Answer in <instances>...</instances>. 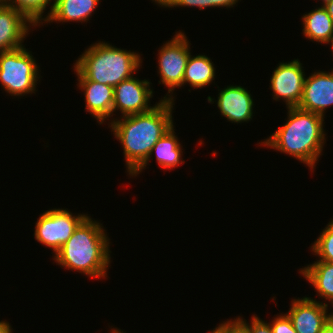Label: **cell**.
Segmentation results:
<instances>
[{
  "instance_id": "10",
  "label": "cell",
  "mask_w": 333,
  "mask_h": 333,
  "mask_svg": "<svg viewBox=\"0 0 333 333\" xmlns=\"http://www.w3.org/2000/svg\"><path fill=\"white\" fill-rule=\"evenodd\" d=\"M290 305L286 314L297 333H321L323 326L333 315V312L328 314V303L307 296L294 298Z\"/></svg>"
},
{
  "instance_id": "16",
  "label": "cell",
  "mask_w": 333,
  "mask_h": 333,
  "mask_svg": "<svg viewBox=\"0 0 333 333\" xmlns=\"http://www.w3.org/2000/svg\"><path fill=\"white\" fill-rule=\"evenodd\" d=\"M99 2L100 0H55L52 12L45 23L87 22Z\"/></svg>"
},
{
  "instance_id": "25",
  "label": "cell",
  "mask_w": 333,
  "mask_h": 333,
  "mask_svg": "<svg viewBox=\"0 0 333 333\" xmlns=\"http://www.w3.org/2000/svg\"><path fill=\"white\" fill-rule=\"evenodd\" d=\"M220 333H246L245 330L235 321L229 320L220 323Z\"/></svg>"
},
{
  "instance_id": "30",
  "label": "cell",
  "mask_w": 333,
  "mask_h": 333,
  "mask_svg": "<svg viewBox=\"0 0 333 333\" xmlns=\"http://www.w3.org/2000/svg\"><path fill=\"white\" fill-rule=\"evenodd\" d=\"M112 331H110V333H125V332H123V330L121 331V329L119 330L118 328H112L111 329Z\"/></svg>"
},
{
  "instance_id": "29",
  "label": "cell",
  "mask_w": 333,
  "mask_h": 333,
  "mask_svg": "<svg viewBox=\"0 0 333 333\" xmlns=\"http://www.w3.org/2000/svg\"><path fill=\"white\" fill-rule=\"evenodd\" d=\"M324 8L327 10L328 14L333 20V0L327 3Z\"/></svg>"
},
{
  "instance_id": "3",
  "label": "cell",
  "mask_w": 333,
  "mask_h": 333,
  "mask_svg": "<svg viewBox=\"0 0 333 333\" xmlns=\"http://www.w3.org/2000/svg\"><path fill=\"white\" fill-rule=\"evenodd\" d=\"M287 111L286 123L260 145L289 154L313 172L326 142L325 117L298 107H289Z\"/></svg>"
},
{
  "instance_id": "8",
  "label": "cell",
  "mask_w": 333,
  "mask_h": 333,
  "mask_svg": "<svg viewBox=\"0 0 333 333\" xmlns=\"http://www.w3.org/2000/svg\"><path fill=\"white\" fill-rule=\"evenodd\" d=\"M303 64L299 59L289 62H280L272 72L270 85L272 96L275 101L282 99L286 108L298 107L303 95L305 73ZM280 98V99H279Z\"/></svg>"
},
{
  "instance_id": "27",
  "label": "cell",
  "mask_w": 333,
  "mask_h": 333,
  "mask_svg": "<svg viewBox=\"0 0 333 333\" xmlns=\"http://www.w3.org/2000/svg\"><path fill=\"white\" fill-rule=\"evenodd\" d=\"M321 333H333V315L325 323V325L323 326V329H322Z\"/></svg>"
},
{
  "instance_id": "12",
  "label": "cell",
  "mask_w": 333,
  "mask_h": 333,
  "mask_svg": "<svg viewBox=\"0 0 333 333\" xmlns=\"http://www.w3.org/2000/svg\"><path fill=\"white\" fill-rule=\"evenodd\" d=\"M219 91L216 104L222 116L237 124L252 120L254 102L246 88L229 85Z\"/></svg>"
},
{
  "instance_id": "23",
  "label": "cell",
  "mask_w": 333,
  "mask_h": 333,
  "mask_svg": "<svg viewBox=\"0 0 333 333\" xmlns=\"http://www.w3.org/2000/svg\"><path fill=\"white\" fill-rule=\"evenodd\" d=\"M159 6L164 8H174V7H197L199 10L206 9L210 7V0H152Z\"/></svg>"
},
{
  "instance_id": "28",
  "label": "cell",
  "mask_w": 333,
  "mask_h": 333,
  "mask_svg": "<svg viewBox=\"0 0 333 333\" xmlns=\"http://www.w3.org/2000/svg\"><path fill=\"white\" fill-rule=\"evenodd\" d=\"M11 325L9 322L0 321V333H12Z\"/></svg>"
},
{
  "instance_id": "33",
  "label": "cell",
  "mask_w": 333,
  "mask_h": 333,
  "mask_svg": "<svg viewBox=\"0 0 333 333\" xmlns=\"http://www.w3.org/2000/svg\"><path fill=\"white\" fill-rule=\"evenodd\" d=\"M320 1V0H319ZM322 1V4L321 6H325L327 3H329L330 1L332 0H321Z\"/></svg>"
},
{
  "instance_id": "18",
  "label": "cell",
  "mask_w": 333,
  "mask_h": 333,
  "mask_svg": "<svg viewBox=\"0 0 333 333\" xmlns=\"http://www.w3.org/2000/svg\"><path fill=\"white\" fill-rule=\"evenodd\" d=\"M321 298L333 305V263L315 261L299 271Z\"/></svg>"
},
{
  "instance_id": "24",
  "label": "cell",
  "mask_w": 333,
  "mask_h": 333,
  "mask_svg": "<svg viewBox=\"0 0 333 333\" xmlns=\"http://www.w3.org/2000/svg\"><path fill=\"white\" fill-rule=\"evenodd\" d=\"M272 333H297L294 329L291 319L288 315L282 314L276 315L274 319L269 323Z\"/></svg>"
},
{
  "instance_id": "20",
  "label": "cell",
  "mask_w": 333,
  "mask_h": 333,
  "mask_svg": "<svg viewBox=\"0 0 333 333\" xmlns=\"http://www.w3.org/2000/svg\"><path fill=\"white\" fill-rule=\"evenodd\" d=\"M53 3L51 4V2ZM55 0H8V6L15 8L17 11L24 14L36 27L45 23L49 18ZM51 5V9L44 17V12ZM44 21V22H43Z\"/></svg>"
},
{
  "instance_id": "32",
  "label": "cell",
  "mask_w": 333,
  "mask_h": 333,
  "mask_svg": "<svg viewBox=\"0 0 333 333\" xmlns=\"http://www.w3.org/2000/svg\"><path fill=\"white\" fill-rule=\"evenodd\" d=\"M8 4V0H0V6H6Z\"/></svg>"
},
{
  "instance_id": "5",
  "label": "cell",
  "mask_w": 333,
  "mask_h": 333,
  "mask_svg": "<svg viewBox=\"0 0 333 333\" xmlns=\"http://www.w3.org/2000/svg\"><path fill=\"white\" fill-rule=\"evenodd\" d=\"M25 46L0 52V83L11 96L35 93L39 66Z\"/></svg>"
},
{
  "instance_id": "31",
  "label": "cell",
  "mask_w": 333,
  "mask_h": 333,
  "mask_svg": "<svg viewBox=\"0 0 333 333\" xmlns=\"http://www.w3.org/2000/svg\"><path fill=\"white\" fill-rule=\"evenodd\" d=\"M210 333H220V324L215 327L212 331H210Z\"/></svg>"
},
{
  "instance_id": "7",
  "label": "cell",
  "mask_w": 333,
  "mask_h": 333,
  "mask_svg": "<svg viewBox=\"0 0 333 333\" xmlns=\"http://www.w3.org/2000/svg\"><path fill=\"white\" fill-rule=\"evenodd\" d=\"M88 214L73 215L68 209L44 211L35 224L34 237L37 242L49 247L55 254L71 237Z\"/></svg>"
},
{
  "instance_id": "34",
  "label": "cell",
  "mask_w": 333,
  "mask_h": 333,
  "mask_svg": "<svg viewBox=\"0 0 333 333\" xmlns=\"http://www.w3.org/2000/svg\"><path fill=\"white\" fill-rule=\"evenodd\" d=\"M331 44L332 52H333V37L329 40L328 44Z\"/></svg>"
},
{
  "instance_id": "22",
  "label": "cell",
  "mask_w": 333,
  "mask_h": 333,
  "mask_svg": "<svg viewBox=\"0 0 333 333\" xmlns=\"http://www.w3.org/2000/svg\"><path fill=\"white\" fill-rule=\"evenodd\" d=\"M234 320L245 330L246 333H272L271 327L267 321L260 319L257 315L251 317V323H246L247 320L238 316Z\"/></svg>"
},
{
  "instance_id": "4",
  "label": "cell",
  "mask_w": 333,
  "mask_h": 333,
  "mask_svg": "<svg viewBox=\"0 0 333 333\" xmlns=\"http://www.w3.org/2000/svg\"><path fill=\"white\" fill-rule=\"evenodd\" d=\"M74 64L78 80H90L115 87L140 69V54L98 41L80 55Z\"/></svg>"
},
{
  "instance_id": "15",
  "label": "cell",
  "mask_w": 333,
  "mask_h": 333,
  "mask_svg": "<svg viewBox=\"0 0 333 333\" xmlns=\"http://www.w3.org/2000/svg\"><path fill=\"white\" fill-rule=\"evenodd\" d=\"M175 125L170 128L153 146L149 157L146 161L131 175L132 177L139 175L143 169H146L152 154H156L157 164L164 170H171L179 166V164H184L182 158L183 147L178 141V137L175 135ZM182 147V148H181Z\"/></svg>"
},
{
  "instance_id": "6",
  "label": "cell",
  "mask_w": 333,
  "mask_h": 333,
  "mask_svg": "<svg viewBox=\"0 0 333 333\" xmlns=\"http://www.w3.org/2000/svg\"><path fill=\"white\" fill-rule=\"evenodd\" d=\"M187 36L181 30L177 31L171 40H168L158 50V74L160 75L159 84H164L168 92L163 100H170L174 103L175 88H181L185 68L190 52V42ZM170 93V94H169Z\"/></svg>"
},
{
  "instance_id": "21",
  "label": "cell",
  "mask_w": 333,
  "mask_h": 333,
  "mask_svg": "<svg viewBox=\"0 0 333 333\" xmlns=\"http://www.w3.org/2000/svg\"><path fill=\"white\" fill-rule=\"evenodd\" d=\"M310 248L314 253L313 255L319 256L317 261L333 263V219L323 229Z\"/></svg>"
},
{
  "instance_id": "11",
  "label": "cell",
  "mask_w": 333,
  "mask_h": 333,
  "mask_svg": "<svg viewBox=\"0 0 333 333\" xmlns=\"http://www.w3.org/2000/svg\"><path fill=\"white\" fill-rule=\"evenodd\" d=\"M333 105V68L331 72L317 71L305 78L303 95L298 108L325 116Z\"/></svg>"
},
{
  "instance_id": "13",
  "label": "cell",
  "mask_w": 333,
  "mask_h": 333,
  "mask_svg": "<svg viewBox=\"0 0 333 333\" xmlns=\"http://www.w3.org/2000/svg\"><path fill=\"white\" fill-rule=\"evenodd\" d=\"M31 26L36 28L35 24L15 8L0 6V52L24 46V39Z\"/></svg>"
},
{
  "instance_id": "14",
  "label": "cell",
  "mask_w": 333,
  "mask_h": 333,
  "mask_svg": "<svg viewBox=\"0 0 333 333\" xmlns=\"http://www.w3.org/2000/svg\"><path fill=\"white\" fill-rule=\"evenodd\" d=\"M85 95V110L97 123L103 124L113 116L114 87L90 80H78L76 84Z\"/></svg>"
},
{
  "instance_id": "19",
  "label": "cell",
  "mask_w": 333,
  "mask_h": 333,
  "mask_svg": "<svg viewBox=\"0 0 333 333\" xmlns=\"http://www.w3.org/2000/svg\"><path fill=\"white\" fill-rule=\"evenodd\" d=\"M215 70L211 58L203 54L196 56L190 54L185 68L182 86L189 83L192 89L206 87L215 79Z\"/></svg>"
},
{
  "instance_id": "2",
  "label": "cell",
  "mask_w": 333,
  "mask_h": 333,
  "mask_svg": "<svg viewBox=\"0 0 333 333\" xmlns=\"http://www.w3.org/2000/svg\"><path fill=\"white\" fill-rule=\"evenodd\" d=\"M102 224L87 216L54 254L60 267L90 278L106 279L111 263L110 241Z\"/></svg>"
},
{
  "instance_id": "17",
  "label": "cell",
  "mask_w": 333,
  "mask_h": 333,
  "mask_svg": "<svg viewBox=\"0 0 333 333\" xmlns=\"http://www.w3.org/2000/svg\"><path fill=\"white\" fill-rule=\"evenodd\" d=\"M303 34L307 39L328 44L333 37V20L324 6H319L302 16Z\"/></svg>"
},
{
  "instance_id": "26",
  "label": "cell",
  "mask_w": 333,
  "mask_h": 333,
  "mask_svg": "<svg viewBox=\"0 0 333 333\" xmlns=\"http://www.w3.org/2000/svg\"><path fill=\"white\" fill-rule=\"evenodd\" d=\"M239 0H210V8L212 7H234ZM234 5V6H233Z\"/></svg>"
},
{
  "instance_id": "9",
  "label": "cell",
  "mask_w": 333,
  "mask_h": 333,
  "mask_svg": "<svg viewBox=\"0 0 333 333\" xmlns=\"http://www.w3.org/2000/svg\"><path fill=\"white\" fill-rule=\"evenodd\" d=\"M150 84L152 83L146 79L139 80L133 76L116 85L114 87L113 116L116 110L121 112V117L152 110L157 104L150 106V98L154 93Z\"/></svg>"
},
{
  "instance_id": "1",
  "label": "cell",
  "mask_w": 333,
  "mask_h": 333,
  "mask_svg": "<svg viewBox=\"0 0 333 333\" xmlns=\"http://www.w3.org/2000/svg\"><path fill=\"white\" fill-rule=\"evenodd\" d=\"M150 111L114 118L108 127L123 146L128 175L146 161L156 142L174 126L173 105L170 100H159Z\"/></svg>"
}]
</instances>
